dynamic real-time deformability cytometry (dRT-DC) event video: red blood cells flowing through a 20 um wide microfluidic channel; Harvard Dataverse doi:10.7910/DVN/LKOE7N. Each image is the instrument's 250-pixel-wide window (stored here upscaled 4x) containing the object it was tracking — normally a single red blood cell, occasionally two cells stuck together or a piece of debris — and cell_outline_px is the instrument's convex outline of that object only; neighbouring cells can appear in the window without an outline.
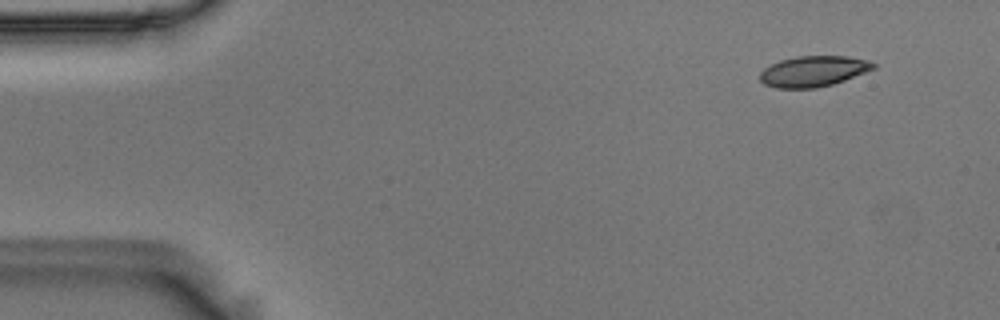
{"species": "Egyptian fruit bat (a non-hibernating species)", "species_latin": "Rousettus aegyptiacus", "temperature_condition": "room temperature", "stored_images_in_passage": 50, "camera_frame_rate_fps": 3000, "um_per_image_px": 0.085, "animal": {"sex": "male"}, "frame": {"image": 1, "passage_image": 1, "time_ms": 0.0, "image_size_px": [1000, 320], "cell_outline_px": [[876, 68], [844, 80], [832, 84], [816, 88], [776, 88], [764, 84], [760, 80], [760, 72], [764, 68], [780, 60], [796, 56], [848, 56], [868, 60], [876, 64]], "centroid_in_image_um": [69.13, 6.05], "position_along_channel_um": 15.9, "area_um2": 20.29}}
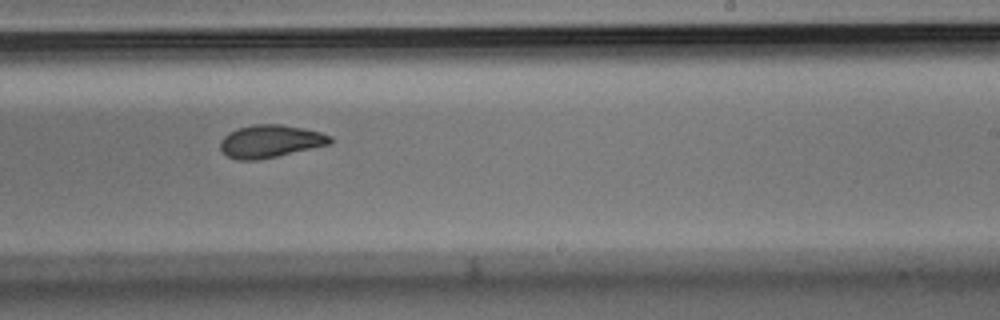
{"frame": {"image": 2, "passage_image": 30, "time_ms": 9.667, "image_size_px": [1000, 320], "cell_outline_px": [[332, 144], [276, 156], [256, 160], [236, 160], [228, 156], [220, 148], [220, 140], [228, 132], [236, 128], [252, 124], [280, 124], [304, 128], [320, 132], [332, 136]], "centroid_in_image_um": [22.97, 11.99], "position_along_channel_um": 266.0, "area_um2": 21.04}}
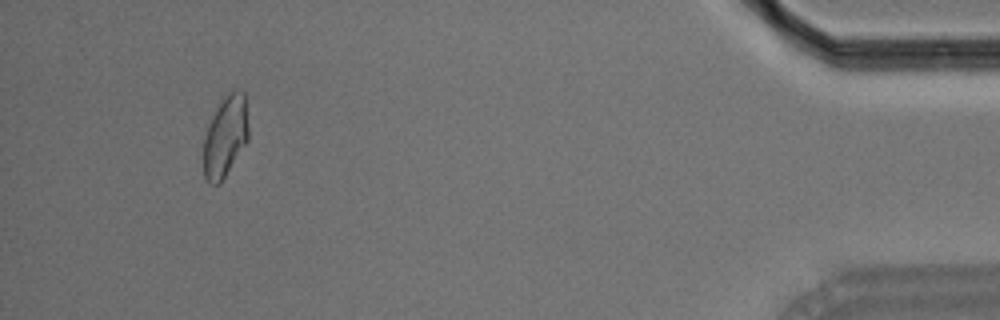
{"frame": {"image": 3, "passage_image": 48, "time_ms": 15.667, "image_size_px": [1000, 320], "cell_outline_px": [[248, 140], [220, 184], [208, 184], [204, 180], [204, 140], [208, 124], [220, 100], [224, 96], [236, 88], [244, 92], [248, 124]], "centroid_in_image_um": [19.15, 11.6], "position_along_channel_um": 416.1, "area_um2": 21.33}, "authors_computed_cell_mechanics": {"area_um2": 21.1548, "velocity_mm_per_s": 3.6313, "shape_relaxation_time_tau1_ms": 9.0314, "shape_relaxation_time_tau2_ms": 2.4364, "deformation_change_tau1": 0.1866, "deformation_change_tau2": 0.0658}}